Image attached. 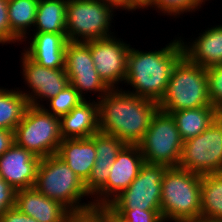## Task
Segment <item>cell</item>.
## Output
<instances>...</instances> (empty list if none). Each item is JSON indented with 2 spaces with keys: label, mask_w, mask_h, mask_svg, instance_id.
I'll use <instances>...</instances> for the list:
<instances>
[{
  "label": "cell",
  "mask_w": 222,
  "mask_h": 222,
  "mask_svg": "<svg viewBox=\"0 0 222 222\" xmlns=\"http://www.w3.org/2000/svg\"><path fill=\"white\" fill-rule=\"evenodd\" d=\"M125 145V142L114 135L101 131L95 134V164L84 182L86 192L91 198L107 183L110 168Z\"/></svg>",
  "instance_id": "obj_16"
},
{
  "label": "cell",
  "mask_w": 222,
  "mask_h": 222,
  "mask_svg": "<svg viewBox=\"0 0 222 222\" xmlns=\"http://www.w3.org/2000/svg\"><path fill=\"white\" fill-rule=\"evenodd\" d=\"M38 3L39 0H8L10 31L21 42L32 36L29 29L34 27Z\"/></svg>",
  "instance_id": "obj_24"
},
{
  "label": "cell",
  "mask_w": 222,
  "mask_h": 222,
  "mask_svg": "<svg viewBox=\"0 0 222 222\" xmlns=\"http://www.w3.org/2000/svg\"><path fill=\"white\" fill-rule=\"evenodd\" d=\"M115 9L99 0H68L66 35L72 42H87L114 35L110 29ZM113 33V34H112Z\"/></svg>",
  "instance_id": "obj_7"
},
{
  "label": "cell",
  "mask_w": 222,
  "mask_h": 222,
  "mask_svg": "<svg viewBox=\"0 0 222 222\" xmlns=\"http://www.w3.org/2000/svg\"><path fill=\"white\" fill-rule=\"evenodd\" d=\"M32 39L23 52L40 66L64 68L65 49L68 43L66 34L33 32Z\"/></svg>",
  "instance_id": "obj_18"
},
{
  "label": "cell",
  "mask_w": 222,
  "mask_h": 222,
  "mask_svg": "<svg viewBox=\"0 0 222 222\" xmlns=\"http://www.w3.org/2000/svg\"><path fill=\"white\" fill-rule=\"evenodd\" d=\"M125 222H164L161 210L110 209Z\"/></svg>",
  "instance_id": "obj_30"
},
{
  "label": "cell",
  "mask_w": 222,
  "mask_h": 222,
  "mask_svg": "<svg viewBox=\"0 0 222 222\" xmlns=\"http://www.w3.org/2000/svg\"><path fill=\"white\" fill-rule=\"evenodd\" d=\"M130 47V44L116 36L89 41L94 67L110 89L120 88L118 85H123L126 79Z\"/></svg>",
  "instance_id": "obj_12"
},
{
  "label": "cell",
  "mask_w": 222,
  "mask_h": 222,
  "mask_svg": "<svg viewBox=\"0 0 222 222\" xmlns=\"http://www.w3.org/2000/svg\"><path fill=\"white\" fill-rule=\"evenodd\" d=\"M201 216L222 221V172L201 177Z\"/></svg>",
  "instance_id": "obj_26"
},
{
  "label": "cell",
  "mask_w": 222,
  "mask_h": 222,
  "mask_svg": "<svg viewBox=\"0 0 222 222\" xmlns=\"http://www.w3.org/2000/svg\"><path fill=\"white\" fill-rule=\"evenodd\" d=\"M99 131L98 101L84 100L60 117L62 139L90 138Z\"/></svg>",
  "instance_id": "obj_20"
},
{
  "label": "cell",
  "mask_w": 222,
  "mask_h": 222,
  "mask_svg": "<svg viewBox=\"0 0 222 222\" xmlns=\"http://www.w3.org/2000/svg\"><path fill=\"white\" fill-rule=\"evenodd\" d=\"M40 160L30 151L13 143L0 156V176L15 190L32 188Z\"/></svg>",
  "instance_id": "obj_15"
},
{
  "label": "cell",
  "mask_w": 222,
  "mask_h": 222,
  "mask_svg": "<svg viewBox=\"0 0 222 222\" xmlns=\"http://www.w3.org/2000/svg\"><path fill=\"white\" fill-rule=\"evenodd\" d=\"M105 222H125L117 214L112 212L107 206H105Z\"/></svg>",
  "instance_id": "obj_37"
},
{
  "label": "cell",
  "mask_w": 222,
  "mask_h": 222,
  "mask_svg": "<svg viewBox=\"0 0 222 222\" xmlns=\"http://www.w3.org/2000/svg\"><path fill=\"white\" fill-rule=\"evenodd\" d=\"M178 167L200 175L222 172V116L201 134L183 142Z\"/></svg>",
  "instance_id": "obj_9"
},
{
  "label": "cell",
  "mask_w": 222,
  "mask_h": 222,
  "mask_svg": "<svg viewBox=\"0 0 222 222\" xmlns=\"http://www.w3.org/2000/svg\"><path fill=\"white\" fill-rule=\"evenodd\" d=\"M64 70L69 83L84 100H86L84 96L93 91L94 94L99 92L97 95V101H99L110 90L94 67L89 41H68L65 49Z\"/></svg>",
  "instance_id": "obj_11"
},
{
  "label": "cell",
  "mask_w": 222,
  "mask_h": 222,
  "mask_svg": "<svg viewBox=\"0 0 222 222\" xmlns=\"http://www.w3.org/2000/svg\"><path fill=\"white\" fill-rule=\"evenodd\" d=\"M158 103L122 88L110 89L98 101L99 131L126 144H138L146 134Z\"/></svg>",
  "instance_id": "obj_1"
},
{
  "label": "cell",
  "mask_w": 222,
  "mask_h": 222,
  "mask_svg": "<svg viewBox=\"0 0 222 222\" xmlns=\"http://www.w3.org/2000/svg\"><path fill=\"white\" fill-rule=\"evenodd\" d=\"M138 146L144 162L178 167L183 141L172 115L158 109Z\"/></svg>",
  "instance_id": "obj_8"
},
{
  "label": "cell",
  "mask_w": 222,
  "mask_h": 222,
  "mask_svg": "<svg viewBox=\"0 0 222 222\" xmlns=\"http://www.w3.org/2000/svg\"><path fill=\"white\" fill-rule=\"evenodd\" d=\"M212 106L208 95L206 68L190 62L184 55L172 69L160 110L171 112Z\"/></svg>",
  "instance_id": "obj_5"
},
{
  "label": "cell",
  "mask_w": 222,
  "mask_h": 222,
  "mask_svg": "<svg viewBox=\"0 0 222 222\" xmlns=\"http://www.w3.org/2000/svg\"><path fill=\"white\" fill-rule=\"evenodd\" d=\"M186 222H222L220 220L211 219V218H205V217H199L194 220L186 221Z\"/></svg>",
  "instance_id": "obj_38"
},
{
  "label": "cell",
  "mask_w": 222,
  "mask_h": 222,
  "mask_svg": "<svg viewBox=\"0 0 222 222\" xmlns=\"http://www.w3.org/2000/svg\"><path fill=\"white\" fill-rule=\"evenodd\" d=\"M143 163V155L138 144H126L110 168L107 183L94 195V199H90L94 207L107 206L127 189L137 177Z\"/></svg>",
  "instance_id": "obj_14"
},
{
  "label": "cell",
  "mask_w": 222,
  "mask_h": 222,
  "mask_svg": "<svg viewBox=\"0 0 222 222\" xmlns=\"http://www.w3.org/2000/svg\"><path fill=\"white\" fill-rule=\"evenodd\" d=\"M14 143V131L0 128V156Z\"/></svg>",
  "instance_id": "obj_36"
},
{
  "label": "cell",
  "mask_w": 222,
  "mask_h": 222,
  "mask_svg": "<svg viewBox=\"0 0 222 222\" xmlns=\"http://www.w3.org/2000/svg\"><path fill=\"white\" fill-rule=\"evenodd\" d=\"M0 222H38L34 218L22 213L16 206L9 208L1 217Z\"/></svg>",
  "instance_id": "obj_34"
},
{
  "label": "cell",
  "mask_w": 222,
  "mask_h": 222,
  "mask_svg": "<svg viewBox=\"0 0 222 222\" xmlns=\"http://www.w3.org/2000/svg\"><path fill=\"white\" fill-rule=\"evenodd\" d=\"M57 155L85 182L95 164V134L90 138L63 139Z\"/></svg>",
  "instance_id": "obj_21"
},
{
  "label": "cell",
  "mask_w": 222,
  "mask_h": 222,
  "mask_svg": "<svg viewBox=\"0 0 222 222\" xmlns=\"http://www.w3.org/2000/svg\"><path fill=\"white\" fill-rule=\"evenodd\" d=\"M60 118L29 105L14 130V143L40 159L57 154L62 141Z\"/></svg>",
  "instance_id": "obj_6"
},
{
  "label": "cell",
  "mask_w": 222,
  "mask_h": 222,
  "mask_svg": "<svg viewBox=\"0 0 222 222\" xmlns=\"http://www.w3.org/2000/svg\"><path fill=\"white\" fill-rule=\"evenodd\" d=\"M166 165L144 162L130 186L115 197L109 209L161 210V183Z\"/></svg>",
  "instance_id": "obj_10"
},
{
  "label": "cell",
  "mask_w": 222,
  "mask_h": 222,
  "mask_svg": "<svg viewBox=\"0 0 222 222\" xmlns=\"http://www.w3.org/2000/svg\"><path fill=\"white\" fill-rule=\"evenodd\" d=\"M178 38V39H177ZM160 50L139 51L130 47L124 83L132 86L127 92L159 103L165 94L171 72L183 56L180 37Z\"/></svg>",
  "instance_id": "obj_2"
},
{
  "label": "cell",
  "mask_w": 222,
  "mask_h": 222,
  "mask_svg": "<svg viewBox=\"0 0 222 222\" xmlns=\"http://www.w3.org/2000/svg\"><path fill=\"white\" fill-rule=\"evenodd\" d=\"M199 33L188 43L180 38L183 55L192 63L208 68L222 64V24L212 26Z\"/></svg>",
  "instance_id": "obj_19"
},
{
  "label": "cell",
  "mask_w": 222,
  "mask_h": 222,
  "mask_svg": "<svg viewBox=\"0 0 222 222\" xmlns=\"http://www.w3.org/2000/svg\"><path fill=\"white\" fill-rule=\"evenodd\" d=\"M8 0H0V44L22 43L11 31L8 21Z\"/></svg>",
  "instance_id": "obj_31"
},
{
  "label": "cell",
  "mask_w": 222,
  "mask_h": 222,
  "mask_svg": "<svg viewBox=\"0 0 222 222\" xmlns=\"http://www.w3.org/2000/svg\"><path fill=\"white\" fill-rule=\"evenodd\" d=\"M21 56V75L30 90L19 91L27 98L29 105L42 107L45 103H40L55 97L70 84L64 68H46L35 63L24 52H21Z\"/></svg>",
  "instance_id": "obj_13"
},
{
  "label": "cell",
  "mask_w": 222,
  "mask_h": 222,
  "mask_svg": "<svg viewBox=\"0 0 222 222\" xmlns=\"http://www.w3.org/2000/svg\"><path fill=\"white\" fill-rule=\"evenodd\" d=\"M65 222H105V206L70 212Z\"/></svg>",
  "instance_id": "obj_32"
},
{
  "label": "cell",
  "mask_w": 222,
  "mask_h": 222,
  "mask_svg": "<svg viewBox=\"0 0 222 222\" xmlns=\"http://www.w3.org/2000/svg\"><path fill=\"white\" fill-rule=\"evenodd\" d=\"M34 187L46 197L60 202L70 212L93 208V201L82 203V198H91L84 182L57 154L42 158L39 162Z\"/></svg>",
  "instance_id": "obj_4"
},
{
  "label": "cell",
  "mask_w": 222,
  "mask_h": 222,
  "mask_svg": "<svg viewBox=\"0 0 222 222\" xmlns=\"http://www.w3.org/2000/svg\"><path fill=\"white\" fill-rule=\"evenodd\" d=\"M140 9H142L148 2V0H132Z\"/></svg>",
  "instance_id": "obj_39"
},
{
  "label": "cell",
  "mask_w": 222,
  "mask_h": 222,
  "mask_svg": "<svg viewBox=\"0 0 222 222\" xmlns=\"http://www.w3.org/2000/svg\"><path fill=\"white\" fill-rule=\"evenodd\" d=\"M218 111H219V114L222 116V107Z\"/></svg>",
  "instance_id": "obj_40"
},
{
  "label": "cell",
  "mask_w": 222,
  "mask_h": 222,
  "mask_svg": "<svg viewBox=\"0 0 222 222\" xmlns=\"http://www.w3.org/2000/svg\"><path fill=\"white\" fill-rule=\"evenodd\" d=\"M84 99L79 95L78 91L68 84L55 97L47 101V107H42L54 116L61 117L68 114L74 107L78 106Z\"/></svg>",
  "instance_id": "obj_28"
},
{
  "label": "cell",
  "mask_w": 222,
  "mask_h": 222,
  "mask_svg": "<svg viewBox=\"0 0 222 222\" xmlns=\"http://www.w3.org/2000/svg\"><path fill=\"white\" fill-rule=\"evenodd\" d=\"M68 0H39L32 32L66 34Z\"/></svg>",
  "instance_id": "obj_23"
},
{
  "label": "cell",
  "mask_w": 222,
  "mask_h": 222,
  "mask_svg": "<svg viewBox=\"0 0 222 222\" xmlns=\"http://www.w3.org/2000/svg\"><path fill=\"white\" fill-rule=\"evenodd\" d=\"M15 206L38 222H65L70 211L35 187L16 190Z\"/></svg>",
  "instance_id": "obj_17"
},
{
  "label": "cell",
  "mask_w": 222,
  "mask_h": 222,
  "mask_svg": "<svg viewBox=\"0 0 222 222\" xmlns=\"http://www.w3.org/2000/svg\"><path fill=\"white\" fill-rule=\"evenodd\" d=\"M210 0H148L147 4L142 8L147 9L153 8L154 10L158 9V13L168 15V16H181L184 13L187 14V12H195L199 11L201 9L202 5L205 4V2ZM160 11V12H159Z\"/></svg>",
  "instance_id": "obj_27"
},
{
  "label": "cell",
  "mask_w": 222,
  "mask_h": 222,
  "mask_svg": "<svg viewBox=\"0 0 222 222\" xmlns=\"http://www.w3.org/2000/svg\"><path fill=\"white\" fill-rule=\"evenodd\" d=\"M106 5H109L115 9L119 10H126V11H136L137 9H140L132 0H99Z\"/></svg>",
  "instance_id": "obj_35"
},
{
  "label": "cell",
  "mask_w": 222,
  "mask_h": 222,
  "mask_svg": "<svg viewBox=\"0 0 222 222\" xmlns=\"http://www.w3.org/2000/svg\"><path fill=\"white\" fill-rule=\"evenodd\" d=\"M201 177L180 167H168L161 183L164 222H186L201 217Z\"/></svg>",
  "instance_id": "obj_3"
},
{
  "label": "cell",
  "mask_w": 222,
  "mask_h": 222,
  "mask_svg": "<svg viewBox=\"0 0 222 222\" xmlns=\"http://www.w3.org/2000/svg\"><path fill=\"white\" fill-rule=\"evenodd\" d=\"M170 114L176 122L183 142L201 134L220 115L219 111L213 106L185 109Z\"/></svg>",
  "instance_id": "obj_22"
},
{
  "label": "cell",
  "mask_w": 222,
  "mask_h": 222,
  "mask_svg": "<svg viewBox=\"0 0 222 222\" xmlns=\"http://www.w3.org/2000/svg\"><path fill=\"white\" fill-rule=\"evenodd\" d=\"M206 72L211 105L219 110L222 107V64L210 66Z\"/></svg>",
  "instance_id": "obj_29"
},
{
  "label": "cell",
  "mask_w": 222,
  "mask_h": 222,
  "mask_svg": "<svg viewBox=\"0 0 222 222\" xmlns=\"http://www.w3.org/2000/svg\"><path fill=\"white\" fill-rule=\"evenodd\" d=\"M16 190L0 176V217L12 207H15Z\"/></svg>",
  "instance_id": "obj_33"
},
{
  "label": "cell",
  "mask_w": 222,
  "mask_h": 222,
  "mask_svg": "<svg viewBox=\"0 0 222 222\" xmlns=\"http://www.w3.org/2000/svg\"><path fill=\"white\" fill-rule=\"evenodd\" d=\"M29 106L19 88L0 87V128L14 131Z\"/></svg>",
  "instance_id": "obj_25"
}]
</instances>
